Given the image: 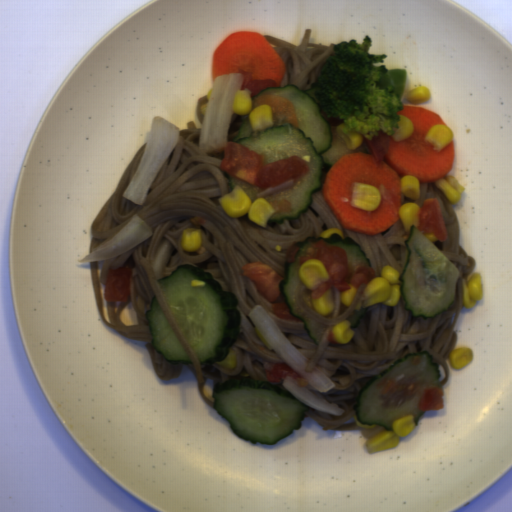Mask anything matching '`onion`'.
I'll use <instances>...</instances> for the list:
<instances>
[{"instance_id": "obj_4", "label": "onion", "mask_w": 512, "mask_h": 512, "mask_svg": "<svg viewBox=\"0 0 512 512\" xmlns=\"http://www.w3.org/2000/svg\"><path fill=\"white\" fill-rule=\"evenodd\" d=\"M152 229L136 214L127 224L77 263L108 260L135 249L150 236Z\"/></svg>"}, {"instance_id": "obj_5", "label": "onion", "mask_w": 512, "mask_h": 512, "mask_svg": "<svg viewBox=\"0 0 512 512\" xmlns=\"http://www.w3.org/2000/svg\"><path fill=\"white\" fill-rule=\"evenodd\" d=\"M172 247L166 239H162L152 261L151 267L153 269L156 281L162 279Z\"/></svg>"}, {"instance_id": "obj_1", "label": "onion", "mask_w": 512, "mask_h": 512, "mask_svg": "<svg viewBox=\"0 0 512 512\" xmlns=\"http://www.w3.org/2000/svg\"><path fill=\"white\" fill-rule=\"evenodd\" d=\"M248 315L258 333L276 354L279 363L302 375L308 383L306 386H299L285 376L278 387L290 392L309 408L342 415L343 410L336 403L326 400L322 394L331 390L334 382L315 366L312 372L306 371L309 360L278 328L264 306L256 305L250 309Z\"/></svg>"}, {"instance_id": "obj_3", "label": "onion", "mask_w": 512, "mask_h": 512, "mask_svg": "<svg viewBox=\"0 0 512 512\" xmlns=\"http://www.w3.org/2000/svg\"><path fill=\"white\" fill-rule=\"evenodd\" d=\"M241 73L219 75L212 81L200 126L199 151L215 154L225 150L235 93L244 82Z\"/></svg>"}, {"instance_id": "obj_2", "label": "onion", "mask_w": 512, "mask_h": 512, "mask_svg": "<svg viewBox=\"0 0 512 512\" xmlns=\"http://www.w3.org/2000/svg\"><path fill=\"white\" fill-rule=\"evenodd\" d=\"M179 140V127L160 115L152 118L148 141L124 197L136 205H143L146 202L152 184Z\"/></svg>"}]
</instances>
